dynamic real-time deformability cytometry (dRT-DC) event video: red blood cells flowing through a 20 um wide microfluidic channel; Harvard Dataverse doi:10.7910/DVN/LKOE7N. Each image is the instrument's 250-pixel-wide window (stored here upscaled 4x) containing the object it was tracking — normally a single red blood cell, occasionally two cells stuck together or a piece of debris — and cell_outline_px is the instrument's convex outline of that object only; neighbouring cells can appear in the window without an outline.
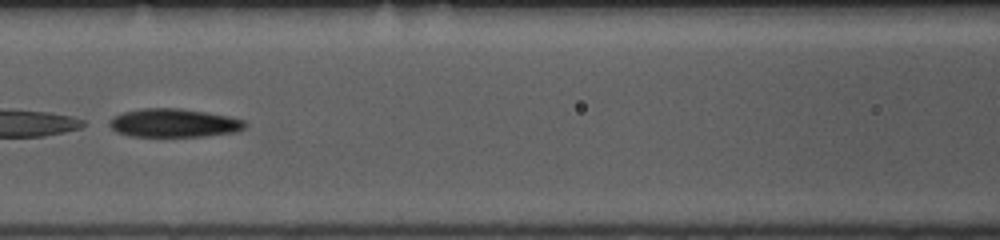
{"species": "common noctule bat (a hibernating species)", "species_latin": "Nyctalus noctula", "temperature_condition": "room temperature", "stored_images_in_passage": 26, "camera_frame_rate_fps": 3000, "um_per_image_px": 0.085, "animal": {"sex": "female", "body_mass_g": 10.0, "forearm_length_mm": 53.1}, "frame": {"image": 1, "passage_image": 11, "time_ms": 3.333, "image_size_px": [1000, 240], "cell_outline_px": [[248, 124], [244, 128], [236, 132], [204, 136], [128, 136], [116, 132], [104, 124], [104, 120], [112, 116], [124, 112], [140, 108], [180, 108], [228, 116], [244, 120]], "centroid_in_image_um": [14.67, 10.45], "position_along_channel_um": 151.9, "area_um2": 22.89}}
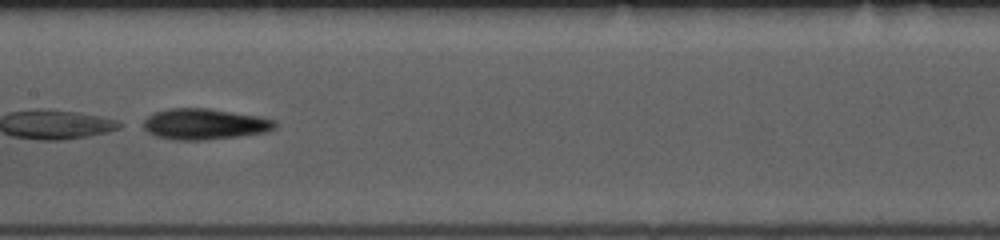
{"frame": {"image": 2, "passage_image": 14, "time_ms": 4.333, "image_size_px": [1000, 240], "cell_outline_px": [[276, 128], [268, 132], [240, 136], [208, 140], [176, 140], [156, 136], [148, 132], [144, 128], [144, 120], [152, 112], [168, 108], [208, 108], [256, 116], [276, 120]], "centroid_in_image_um": [17.39, 10.55], "position_along_channel_um": 190.0, "area_um2": 23.81}}
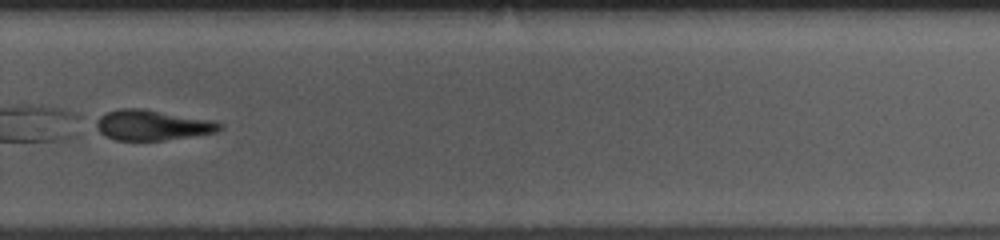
{"frame": {"image": 3, "passage_image": 24, "time_ms": 7.667, "image_size_px": [1000, 240], "cell_outline_px": [[224, 128], [216, 132], [164, 140], [116, 140], [104, 136], [96, 128], [96, 120], [100, 116], [108, 112], [120, 108], [144, 108], [208, 120], [224, 124]], "centroid_in_image_um": [12.91, 10.63], "position_along_channel_um": 316.9, "area_um2": 21.68}}